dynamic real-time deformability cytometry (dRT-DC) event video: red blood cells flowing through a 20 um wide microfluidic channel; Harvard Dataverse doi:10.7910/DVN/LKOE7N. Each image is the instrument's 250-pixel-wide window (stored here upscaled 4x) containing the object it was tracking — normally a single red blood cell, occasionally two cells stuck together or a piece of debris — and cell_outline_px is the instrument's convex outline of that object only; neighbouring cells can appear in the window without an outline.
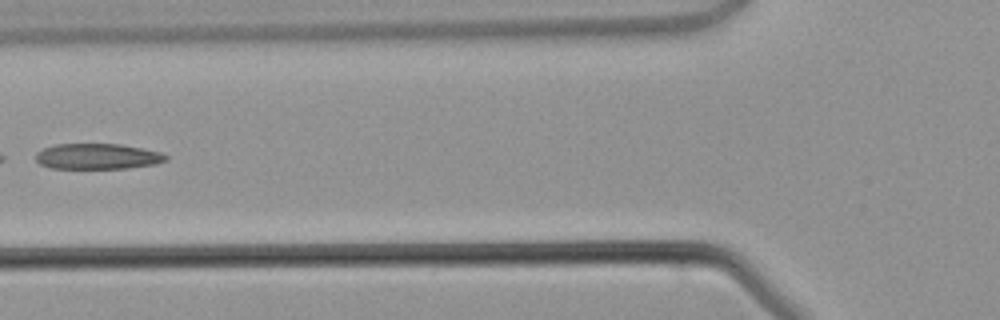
{"species": "common noctule bat (a hibernating species)", "species_latin": "Nyctalus noctula", "temperature_condition": "warm", "stored_images_in_passage": 4, "camera_frame_rate_fps": 3000, "um_per_image_px": 0.085, "animal": {"sex": "male", "body_mass_g": 21.5, "forearm_length_mm": 52.0}, "frame": {"image": 1, "passage_image": 4, "time_ms": 3.667, "image_size_px": [1000, 320], "cell_outline_px": [[168, 160], [156, 164], [128, 168], [52, 168], [40, 164], [36, 160], [36, 152], [44, 148], [56, 144], [120, 144], [160, 152], [168, 156]], "centroid_in_image_um": [8.3, 13.29], "position_along_channel_um": 117.5, "area_um2": 19.36}}